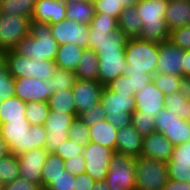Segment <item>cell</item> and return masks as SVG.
Segmentation results:
<instances>
[{
  "label": "cell",
  "mask_w": 190,
  "mask_h": 190,
  "mask_svg": "<svg viewBox=\"0 0 190 190\" xmlns=\"http://www.w3.org/2000/svg\"><path fill=\"white\" fill-rule=\"evenodd\" d=\"M88 48L93 49L99 60L98 81L106 86L112 80L125 74V48L129 37L117 29L113 32L89 28Z\"/></svg>",
  "instance_id": "1"
},
{
  "label": "cell",
  "mask_w": 190,
  "mask_h": 190,
  "mask_svg": "<svg viewBox=\"0 0 190 190\" xmlns=\"http://www.w3.org/2000/svg\"><path fill=\"white\" fill-rule=\"evenodd\" d=\"M46 132L44 125H30L26 117L0 124V135L8 144L10 153L17 157L29 150L43 148Z\"/></svg>",
  "instance_id": "2"
},
{
  "label": "cell",
  "mask_w": 190,
  "mask_h": 190,
  "mask_svg": "<svg viewBox=\"0 0 190 190\" xmlns=\"http://www.w3.org/2000/svg\"><path fill=\"white\" fill-rule=\"evenodd\" d=\"M59 44L48 23L30 20L29 34L12 49L15 53L35 60H55Z\"/></svg>",
  "instance_id": "3"
},
{
  "label": "cell",
  "mask_w": 190,
  "mask_h": 190,
  "mask_svg": "<svg viewBox=\"0 0 190 190\" xmlns=\"http://www.w3.org/2000/svg\"><path fill=\"white\" fill-rule=\"evenodd\" d=\"M167 0H138L136 11L142 20V31L138 38L160 44L169 40L170 30L164 20Z\"/></svg>",
  "instance_id": "4"
},
{
  "label": "cell",
  "mask_w": 190,
  "mask_h": 190,
  "mask_svg": "<svg viewBox=\"0 0 190 190\" xmlns=\"http://www.w3.org/2000/svg\"><path fill=\"white\" fill-rule=\"evenodd\" d=\"M159 44L140 38H129L125 48L126 71L154 75L157 69Z\"/></svg>",
  "instance_id": "5"
},
{
  "label": "cell",
  "mask_w": 190,
  "mask_h": 190,
  "mask_svg": "<svg viewBox=\"0 0 190 190\" xmlns=\"http://www.w3.org/2000/svg\"><path fill=\"white\" fill-rule=\"evenodd\" d=\"M100 104L108 120L115 128L122 129L132 124V113L135 111L134 96L118 94L104 86Z\"/></svg>",
  "instance_id": "6"
},
{
  "label": "cell",
  "mask_w": 190,
  "mask_h": 190,
  "mask_svg": "<svg viewBox=\"0 0 190 190\" xmlns=\"http://www.w3.org/2000/svg\"><path fill=\"white\" fill-rule=\"evenodd\" d=\"M136 190H163L168 182L166 162L135 157Z\"/></svg>",
  "instance_id": "7"
},
{
  "label": "cell",
  "mask_w": 190,
  "mask_h": 190,
  "mask_svg": "<svg viewBox=\"0 0 190 190\" xmlns=\"http://www.w3.org/2000/svg\"><path fill=\"white\" fill-rule=\"evenodd\" d=\"M104 181L110 190H136L135 158L115 152Z\"/></svg>",
  "instance_id": "8"
},
{
  "label": "cell",
  "mask_w": 190,
  "mask_h": 190,
  "mask_svg": "<svg viewBox=\"0 0 190 190\" xmlns=\"http://www.w3.org/2000/svg\"><path fill=\"white\" fill-rule=\"evenodd\" d=\"M155 118V130L162 133L174 146L190 141L189 120L181 119L171 110L164 108Z\"/></svg>",
  "instance_id": "9"
},
{
  "label": "cell",
  "mask_w": 190,
  "mask_h": 190,
  "mask_svg": "<svg viewBox=\"0 0 190 190\" xmlns=\"http://www.w3.org/2000/svg\"><path fill=\"white\" fill-rule=\"evenodd\" d=\"M76 117H78L77 113L49 111L47 120L44 123L47 131L44 148L49 153H54L62 141L68 138L69 128Z\"/></svg>",
  "instance_id": "10"
},
{
  "label": "cell",
  "mask_w": 190,
  "mask_h": 190,
  "mask_svg": "<svg viewBox=\"0 0 190 190\" xmlns=\"http://www.w3.org/2000/svg\"><path fill=\"white\" fill-rule=\"evenodd\" d=\"M115 152L98 143L89 142L83 151L86 162L85 173L96 182L104 181Z\"/></svg>",
  "instance_id": "11"
},
{
  "label": "cell",
  "mask_w": 190,
  "mask_h": 190,
  "mask_svg": "<svg viewBox=\"0 0 190 190\" xmlns=\"http://www.w3.org/2000/svg\"><path fill=\"white\" fill-rule=\"evenodd\" d=\"M28 17L0 13V48L12 50L29 34Z\"/></svg>",
  "instance_id": "12"
},
{
  "label": "cell",
  "mask_w": 190,
  "mask_h": 190,
  "mask_svg": "<svg viewBox=\"0 0 190 190\" xmlns=\"http://www.w3.org/2000/svg\"><path fill=\"white\" fill-rule=\"evenodd\" d=\"M51 33L60 45L73 43L80 48L88 49L89 25L77 23L71 19L50 25Z\"/></svg>",
  "instance_id": "13"
},
{
  "label": "cell",
  "mask_w": 190,
  "mask_h": 190,
  "mask_svg": "<svg viewBox=\"0 0 190 190\" xmlns=\"http://www.w3.org/2000/svg\"><path fill=\"white\" fill-rule=\"evenodd\" d=\"M14 90L15 96L25 103L31 101L48 102L49 97L52 95L51 79L15 78Z\"/></svg>",
  "instance_id": "14"
},
{
  "label": "cell",
  "mask_w": 190,
  "mask_h": 190,
  "mask_svg": "<svg viewBox=\"0 0 190 190\" xmlns=\"http://www.w3.org/2000/svg\"><path fill=\"white\" fill-rule=\"evenodd\" d=\"M184 65L185 50H182L169 40L159 44L156 72L184 77Z\"/></svg>",
  "instance_id": "15"
},
{
  "label": "cell",
  "mask_w": 190,
  "mask_h": 190,
  "mask_svg": "<svg viewBox=\"0 0 190 190\" xmlns=\"http://www.w3.org/2000/svg\"><path fill=\"white\" fill-rule=\"evenodd\" d=\"M49 152L43 148H35L18 156L19 177L27 179L41 188V173Z\"/></svg>",
  "instance_id": "16"
},
{
  "label": "cell",
  "mask_w": 190,
  "mask_h": 190,
  "mask_svg": "<svg viewBox=\"0 0 190 190\" xmlns=\"http://www.w3.org/2000/svg\"><path fill=\"white\" fill-rule=\"evenodd\" d=\"M104 86L99 81L77 79L72 87L77 116L100 103Z\"/></svg>",
  "instance_id": "17"
},
{
  "label": "cell",
  "mask_w": 190,
  "mask_h": 190,
  "mask_svg": "<svg viewBox=\"0 0 190 190\" xmlns=\"http://www.w3.org/2000/svg\"><path fill=\"white\" fill-rule=\"evenodd\" d=\"M166 166L168 179L190 182V141L175 145L171 159Z\"/></svg>",
  "instance_id": "18"
},
{
  "label": "cell",
  "mask_w": 190,
  "mask_h": 190,
  "mask_svg": "<svg viewBox=\"0 0 190 190\" xmlns=\"http://www.w3.org/2000/svg\"><path fill=\"white\" fill-rule=\"evenodd\" d=\"M164 98L165 94L151 81L144 89L135 94V111L155 117L159 111L165 108Z\"/></svg>",
  "instance_id": "19"
},
{
  "label": "cell",
  "mask_w": 190,
  "mask_h": 190,
  "mask_svg": "<svg viewBox=\"0 0 190 190\" xmlns=\"http://www.w3.org/2000/svg\"><path fill=\"white\" fill-rule=\"evenodd\" d=\"M174 145L159 132L143 137L141 156L168 162L171 159Z\"/></svg>",
  "instance_id": "20"
},
{
  "label": "cell",
  "mask_w": 190,
  "mask_h": 190,
  "mask_svg": "<svg viewBox=\"0 0 190 190\" xmlns=\"http://www.w3.org/2000/svg\"><path fill=\"white\" fill-rule=\"evenodd\" d=\"M66 19V4L62 0H37L31 20L56 24Z\"/></svg>",
  "instance_id": "21"
},
{
  "label": "cell",
  "mask_w": 190,
  "mask_h": 190,
  "mask_svg": "<svg viewBox=\"0 0 190 190\" xmlns=\"http://www.w3.org/2000/svg\"><path fill=\"white\" fill-rule=\"evenodd\" d=\"M143 149V137L138 131L129 125L122 129H118L116 135V152L132 157L141 156Z\"/></svg>",
  "instance_id": "22"
},
{
  "label": "cell",
  "mask_w": 190,
  "mask_h": 190,
  "mask_svg": "<svg viewBox=\"0 0 190 190\" xmlns=\"http://www.w3.org/2000/svg\"><path fill=\"white\" fill-rule=\"evenodd\" d=\"M164 20L170 31L190 25V0L168 1Z\"/></svg>",
  "instance_id": "23"
},
{
  "label": "cell",
  "mask_w": 190,
  "mask_h": 190,
  "mask_svg": "<svg viewBox=\"0 0 190 190\" xmlns=\"http://www.w3.org/2000/svg\"><path fill=\"white\" fill-rule=\"evenodd\" d=\"M118 129L104 119L89 127L90 142L98 143L103 147L116 151V135Z\"/></svg>",
  "instance_id": "24"
},
{
  "label": "cell",
  "mask_w": 190,
  "mask_h": 190,
  "mask_svg": "<svg viewBox=\"0 0 190 190\" xmlns=\"http://www.w3.org/2000/svg\"><path fill=\"white\" fill-rule=\"evenodd\" d=\"M66 18L77 23L90 25L91 20L96 14L95 6L92 1L70 0L65 1Z\"/></svg>",
  "instance_id": "25"
},
{
  "label": "cell",
  "mask_w": 190,
  "mask_h": 190,
  "mask_svg": "<svg viewBox=\"0 0 190 190\" xmlns=\"http://www.w3.org/2000/svg\"><path fill=\"white\" fill-rule=\"evenodd\" d=\"M76 78L87 81H98L99 60L93 49H85L82 53L77 69Z\"/></svg>",
  "instance_id": "26"
},
{
  "label": "cell",
  "mask_w": 190,
  "mask_h": 190,
  "mask_svg": "<svg viewBox=\"0 0 190 190\" xmlns=\"http://www.w3.org/2000/svg\"><path fill=\"white\" fill-rule=\"evenodd\" d=\"M84 50L73 43L60 45L55 58L57 68L75 72Z\"/></svg>",
  "instance_id": "27"
},
{
  "label": "cell",
  "mask_w": 190,
  "mask_h": 190,
  "mask_svg": "<svg viewBox=\"0 0 190 190\" xmlns=\"http://www.w3.org/2000/svg\"><path fill=\"white\" fill-rule=\"evenodd\" d=\"M163 101L166 109L171 110L181 119H190V94L186 87L182 91L165 95Z\"/></svg>",
  "instance_id": "28"
},
{
  "label": "cell",
  "mask_w": 190,
  "mask_h": 190,
  "mask_svg": "<svg viewBox=\"0 0 190 190\" xmlns=\"http://www.w3.org/2000/svg\"><path fill=\"white\" fill-rule=\"evenodd\" d=\"M118 27L129 38L139 37L142 31V20L135 6L124 8L118 19Z\"/></svg>",
  "instance_id": "29"
},
{
  "label": "cell",
  "mask_w": 190,
  "mask_h": 190,
  "mask_svg": "<svg viewBox=\"0 0 190 190\" xmlns=\"http://www.w3.org/2000/svg\"><path fill=\"white\" fill-rule=\"evenodd\" d=\"M4 63L14 78L32 77L30 58L21 56L13 50H7Z\"/></svg>",
  "instance_id": "30"
},
{
  "label": "cell",
  "mask_w": 190,
  "mask_h": 190,
  "mask_svg": "<svg viewBox=\"0 0 190 190\" xmlns=\"http://www.w3.org/2000/svg\"><path fill=\"white\" fill-rule=\"evenodd\" d=\"M26 103L16 96L0 102V124L7 120H23Z\"/></svg>",
  "instance_id": "31"
},
{
  "label": "cell",
  "mask_w": 190,
  "mask_h": 190,
  "mask_svg": "<svg viewBox=\"0 0 190 190\" xmlns=\"http://www.w3.org/2000/svg\"><path fill=\"white\" fill-rule=\"evenodd\" d=\"M37 0H0V13L28 17L31 20Z\"/></svg>",
  "instance_id": "32"
},
{
  "label": "cell",
  "mask_w": 190,
  "mask_h": 190,
  "mask_svg": "<svg viewBox=\"0 0 190 190\" xmlns=\"http://www.w3.org/2000/svg\"><path fill=\"white\" fill-rule=\"evenodd\" d=\"M64 170V160L59 155L49 153L42 168L41 188L45 189L54 181V178L63 173Z\"/></svg>",
  "instance_id": "33"
},
{
  "label": "cell",
  "mask_w": 190,
  "mask_h": 190,
  "mask_svg": "<svg viewBox=\"0 0 190 190\" xmlns=\"http://www.w3.org/2000/svg\"><path fill=\"white\" fill-rule=\"evenodd\" d=\"M49 109L58 112L77 113L71 89L55 91L48 99Z\"/></svg>",
  "instance_id": "34"
},
{
  "label": "cell",
  "mask_w": 190,
  "mask_h": 190,
  "mask_svg": "<svg viewBox=\"0 0 190 190\" xmlns=\"http://www.w3.org/2000/svg\"><path fill=\"white\" fill-rule=\"evenodd\" d=\"M152 81L165 95L182 91L186 87L185 78L179 75H167L156 72L152 76Z\"/></svg>",
  "instance_id": "35"
},
{
  "label": "cell",
  "mask_w": 190,
  "mask_h": 190,
  "mask_svg": "<svg viewBox=\"0 0 190 190\" xmlns=\"http://www.w3.org/2000/svg\"><path fill=\"white\" fill-rule=\"evenodd\" d=\"M48 102H27L25 117L29 121L30 125H44L49 115Z\"/></svg>",
  "instance_id": "36"
},
{
  "label": "cell",
  "mask_w": 190,
  "mask_h": 190,
  "mask_svg": "<svg viewBox=\"0 0 190 190\" xmlns=\"http://www.w3.org/2000/svg\"><path fill=\"white\" fill-rule=\"evenodd\" d=\"M18 157L9 154L0 158V182L4 185L19 177Z\"/></svg>",
  "instance_id": "37"
},
{
  "label": "cell",
  "mask_w": 190,
  "mask_h": 190,
  "mask_svg": "<svg viewBox=\"0 0 190 190\" xmlns=\"http://www.w3.org/2000/svg\"><path fill=\"white\" fill-rule=\"evenodd\" d=\"M132 125L142 137L156 132L155 118L152 115H147L144 112L134 111L132 113Z\"/></svg>",
  "instance_id": "38"
},
{
  "label": "cell",
  "mask_w": 190,
  "mask_h": 190,
  "mask_svg": "<svg viewBox=\"0 0 190 190\" xmlns=\"http://www.w3.org/2000/svg\"><path fill=\"white\" fill-rule=\"evenodd\" d=\"M52 86V94L55 91H60L63 89H71L75 81L77 80L74 71L56 69L54 75L50 78Z\"/></svg>",
  "instance_id": "39"
},
{
  "label": "cell",
  "mask_w": 190,
  "mask_h": 190,
  "mask_svg": "<svg viewBox=\"0 0 190 190\" xmlns=\"http://www.w3.org/2000/svg\"><path fill=\"white\" fill-rule=\"evenodd\" d=\"M68 138L85 147L90 142L89 127L79 117H76L69 128Z\"/></svg>",
  "instance_id": "40"
},
{
  "label": "cell",
  "mask_w": 190,
  "mask_h": 190,
  "mask_svg": "<svg viewBox=\"0 0 190 190\" xmlns=\"http://www.w3.org/2000/svg\"><path fill=\"white\" fill-rule=\"evenodd\" d=\"M56 69L55 60L33 61L31 59V74L36 79L48 80L54 75Z\"/></svg>",
  "instance_id": "41"
},
{
  "label": "cell",
  "mask_w": 190,
  "mask_h": 190,
  "mask_svg": "<svg viewBox=\"0 0 190 190\" xmlns=\"http://www.w3.org/2000/svg\"><path fill=\"white\" fill-rule=\"evenodd\" d=\"M15 78L8 71L6 64L0 66V102L15 96Z\"/></svg>",
  "instance_id": "42"
},
{
  "label": "cell",
  "mask_w": 190,
  "mask_h": 190,
  "mask_svg": "<svg viewBox=\"0 0 190 190\" xmlns=\"http://www.w3.org/2000/svg\"><path fill=\"white\" fill-rule=\"evenodd\" d=\"M96 13H102L119 19L123 6L118 0H93Z\"/></svg>",
  "instance_id": "43"
},
{
  "label": "cell",
  "mask_w": 190,
  "mask_h": 190,
  "mask_svg": "<svg viewBox=\"0 0 190 190\" xmlns=\"http://www.w3.org/2000/svg\"><path fill=\"white\" fill-rule=\"evenodd\" d=\"M106 87L118 94H129V96H135L137 93L133 89L132 79L126 74L120 75L116 79L112 80Z\"/></svg>",
  "instance_id": "44"
},
{
  "label": "cell",
  "mask_w": 190,
  "mask_h": 190,
  "mask_svg": "<svg viewBox=\"0 0 190 190\" xmlns=\"http://www.w3.org/2000/svg\"><path fill=\"white\" fill-rule=\"evenodd\" d=\"M169 41L182 50H190V25L179 27L170 31Z\"/></svg>",
  "instance_id": "45"
},
{
  "label": "cell",
  "mask_w": 190,
  "mask_h": 190,
  "mask_svg": "<svg viewBox=\"0 0 190 190\" xmlns=\"http://www.w3.org/2000/svg\"><path fill=\"white\" fill-rule=\"evenodd\" d=\"M84 147L76 144L70 138L62 141L60 146L54 151V154L59 155L63 160L82 155Z\"/></svg>",
  "instance_id": "46"
},
{
  "label": "cell",
  "mask_w": 190,
  "mask_h": 190,
  "mask_svg": "<svg viewBox=\"0 0 190 190\" xmlns=\"http://www.w3.org/2000/svg\"><path fill=\"white\" fill-rule=\"evenodd\" d=\"M89 28L108 30V32L111 33L119 29L118 19L106 14L96 13L93 19L91 20Z\"/></svg>",
  "instance_id": "47"
},
{
  "label": "cell",
  "mask_w": 190,
  "mask_h": 190,
  "mask_svg": "<svg viewBox=\"0 0 190 190\" xmlns=\"http://www.w3.org/2000/svg\"><path fill=\"white\" fill-rule=\"evenodd\" d=\"M88 127L104 120L106 118V112L103 106L99 103L95 106H91L87 111L81 113L78 116Z\"/></svg>",
  "instance_id": "48"
},
{
  "label": "cell",
  "mask_w": 190,
  "mask_h": 190,
  "mask_svg": "<svg viewBox=\"0 0 190 190\" xmlns=\"http://www.w3.org/2000/svg\"><path fill=\"white\" fill-rule=\"evenodd\" d=\"M75 177L71 175L66 170L60 175L54 178L44 190H74L75 187Z\"/></svg>",
  "instance_id": "49"
},
{
  "label": "cell",
  "mask_w": 190,
  "mask_h": 190,
  "mask_svg": "<svg viewBox=\"0 0 190 190\" xmlns=\"http://www.w3.org/2000/svg\"><path fill=\"white\" fill-rule=\"evenodd\" d=\"M65 170L71 175L78 176L86 171V162L84 155L75 156L64 160Z\"/></svg>",
  "instance_id": "50"
},
{
  "label": "cell",
  "mask_w": 190,
  "mask_h": 190,
  "mask_svg": "<svg viewBox=\"0 0 190 190\" xmlns=\"http://www.w3.org/2000/svg\"><path fill=\"white\" fill-rule=\"evenodd\" d=\"M127 76L132 79L133 89L136 92L144 89L145 86L152 81V75L146 73H137V72H125Z\"/></svg>",
  "instance_id": "51"
},
{
  "label": "cell",
  "mask_w": 190,
  "mask_h": 190,
  "mask_svg": "<svg viewBox=\"0 0 190 190\" xmlns=\"http://www.w3.org/2000/svg\"><path fill=\"white\" fill-rule=\"evenodd\" d=\"M40 188L27 179L18 177L12 182L4 184V190H39Z\"/></svg>",
  "instance_id": "52"
},
{
  "label": "cell",
  "mask_w": 190,
  "mask_h": 190,
  "mask_svg": "<svg viewBox=\"0 0 190 190\" xmlns=\"http://www.w3.org/2000/svg\"><path fill=\"white\" fill-rule=\"evenodd\" d=\"M95 184V180H93L87 173H83L75 177L74 190H92Z\"/></svg>",
  "instance_id": "53"
},
{
  "label": "cell",
  "mask_w": 190,
  "mask_h": 190,
  "mask_svg": "<svg viewBox=\"0 0 190 190\" xmlns=\"http://www.w3.org/2000/svg\"><path fill=\"white\" fill-rule=\"evenodd\" d=\"M163 190H190L188 183L168 180Z\"/></svg>",
  "instance_id": "54"
},
{
  "label": "cell",
  "mask_w": 190,
  "mask_h": 190,
  "mask_svg": "<svg viewBox=\"0 0 190 190\" xmlns=\"http://www.w3.org/2000/svg\"><path fill=\"white\" fill-rule=\"evenodd\" d=\"M10 153L9 146L6 141L0 135V158L8 156Z\"/></svg>",
  "instance_id": "55"
},
{
  "label": "cell",
  "mask_w": 190,
  "mask_h": 190,
  "mask_svg": "<svg viewBox=\"0 0 190 190\" xmlns=\"http://www.w3.org/2000/svg\"><path fill=\"white\" fill-rule=\"evenodd\" d=\"M190 77V50L185 51L184 78Z\"/></svg>",
  "instance_id": "56"
},
{
  "label": "cell",
  "mask_w": 190,
  "mask_h": 190,
  "mask_svg": "<svg viewBox=\"0 0 190 190\" xmlns=\"http://www.w3.org/2000/svg\"><path fill=\"white\" fill-rule=\"evenodd\" d=\"M92 190H110V187L106 184L105 181L96 182Z\"/></svg>",
  "instance_id": "57"
},
{
  "label": "cell",
  "mask_w": 190,
  "mask_h": 190,
  "mask_svg": "<svg viewBox=\"0 0 190 190\" xmlns=\"http://www.w3.org/2000/svg\"><path fill=\"white\" fill-rule=\"evenodd\" d=\"M118 2L123 6V8H128L135 6L136 0H118Z\"/></svg>",
  "instance_id": "58"
},
{
  "label": "cell",
  "mask_w": 190,
  "mask_h": 190,
  "mask_svg": "<svg viewBox=\"0 0 190 190\" xmlns=\"http://www.w3.org/2000/svg\"><path fill=\"white\" fill-rule=\"evenodd\" d=\"M5 53L6 51L3 48H0V66L5 62Z\"/></svg>",
  "instance_id": "59"
},
{
  "label": "cell",
  "mask_w": 190,
  "mask_h": 190,
  "mask_svg": "<svg viewBox=\"0 0 190 190\" xmlns=\"http://www.w3.org/2000/svg\"><path fill=\"white\" fill-rule=\"evenodd\" d=\"M185 86H186L187 92L190 94V77H188V78L185 80Z\"/></svg>",
  "instance_id": "60"
},
{
  "label": "cell",
  "mask_w": 190,
  "mask_h": 190,
  "mask_svg": "<svg viewBox=\"0 0 190 190\" xmlns=\"http://www.w3.org/2000/svg\"><path fill=\"white\" fill-rule=\"evenodd\" d=\"M0 190H4V185L0 182Z\"/></svg>",
  "instance_id": "61"
}]
</instances>
